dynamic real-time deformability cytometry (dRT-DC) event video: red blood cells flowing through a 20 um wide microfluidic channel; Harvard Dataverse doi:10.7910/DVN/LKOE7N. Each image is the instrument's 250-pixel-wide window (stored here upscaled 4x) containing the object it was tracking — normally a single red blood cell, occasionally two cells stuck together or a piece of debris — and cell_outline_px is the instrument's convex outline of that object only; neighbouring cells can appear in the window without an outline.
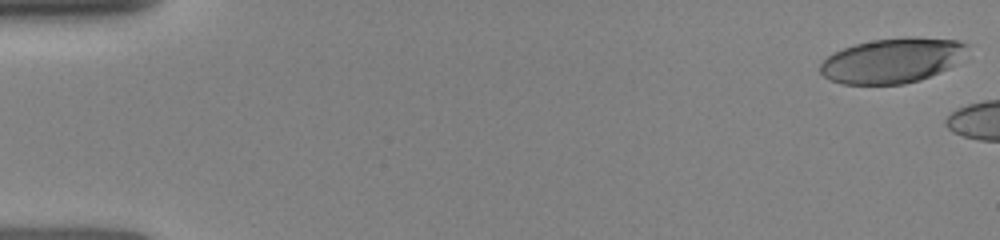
{"species": "human", "species_latin": "Homo sapiens", "temperature_condition": "room temperature", "stored_images_in_passage": 5, "camera_frame_rate_fps": 3000, "um_per_image_px": 0.085, "donor": {"sex": "female"}, "frame": {"image": 1, "passage_image": 1, "time_ms": 0.0, "image_size_px": [1000, 240], "cell_outline_px": [[968, 44], [952, 64], [948, 68], [920, 80], [904, 84], [840, 84], [828, 80], [820, 72], [820, 64], [828, 56], [844, 48], [856, 44], [876, 40], [904, 36], [912, 36], [960, 40]], "centroid_in_image_um": [75.78, 5.14], "position_along_channel_um": 9.2, "area_um2": 38.03}}